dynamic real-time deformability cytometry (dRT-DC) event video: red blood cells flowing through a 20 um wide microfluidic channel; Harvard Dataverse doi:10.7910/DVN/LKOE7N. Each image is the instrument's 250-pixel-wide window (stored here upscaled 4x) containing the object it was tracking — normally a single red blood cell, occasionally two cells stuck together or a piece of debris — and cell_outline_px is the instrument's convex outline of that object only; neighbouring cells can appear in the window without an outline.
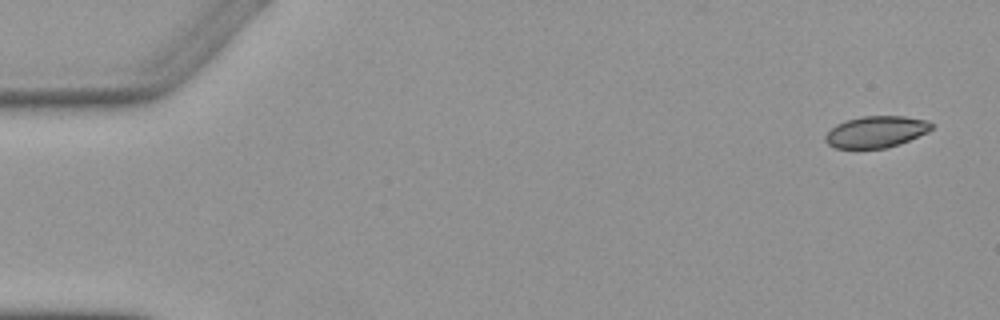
{"species": "Egyptian fruit bat (a non-hibernating species)", "species_latin": "Rousettus aegyptiacus", "temperature_condition": "warm", "stored_images_in_passage": 8, "camera_frame_rate_fps": 3000, "um_per_image_px": 0.085, "animal": {"sex": "female"}, "frame": {"image": 1, "passage_image": 1, "time_ms": 0.0, "image_size_px": [1000, 320], "cell_outline_px": [[932, 128], [928, 132], [900, 144], [884, 148], [836, 148], [828, 144], [824, 140], [824, 136], [836, 124], [848, 120], [864, 116], [904, 116], [928, 120], [932, 124]], "centroid_in_image_um": [74.48, 11.2], "position_along_channel_um": 10.5, "area_um2": 19.42}}
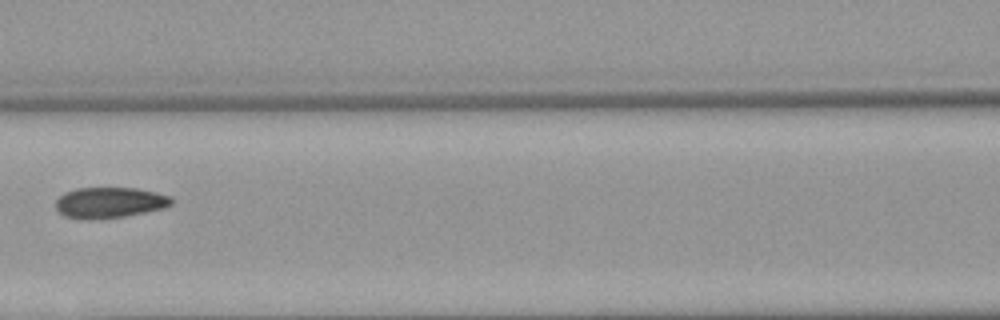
{"frame": {"image": 2, "passage_image": 7, "time_ms": 7.333, "image_size_px": [1000, 320], "cell_outline_px": [[172, 204], [164, 208], [104, 220], [84, 220], [64, 216], [56, 208], [56, 200], [64, 192], [76, 188], [136, 188], [156, 192], [168, 196], [172, 200]], "centroid_in_image_um": [9.27, 17.23], "position_along_channel_um": 157.3, "area_um2": 20.92}}
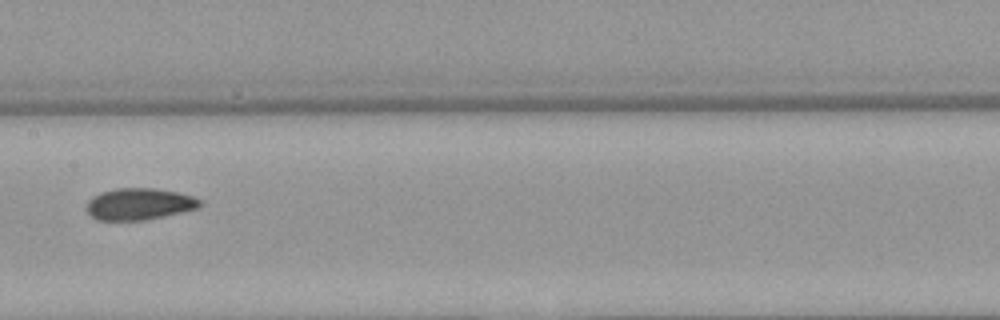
{"frame": {"image": 3, "passage_image": 8, "time_ms": 8.333, "image_size_px": [1000, 320], "cell_outline_px": [[200, 204], [196, 208], [164, 216], [144, 220], [96, 220], [84, 208], [88, 200], [92, 196], [100, 192], [116, 188], [156, 188], [176, 192], [192, 196], [200, 200]], "centroid_in_image_um": [11.75, 17.33], "position_along_channel_um": 195.6, "area_um2": 20.87}}